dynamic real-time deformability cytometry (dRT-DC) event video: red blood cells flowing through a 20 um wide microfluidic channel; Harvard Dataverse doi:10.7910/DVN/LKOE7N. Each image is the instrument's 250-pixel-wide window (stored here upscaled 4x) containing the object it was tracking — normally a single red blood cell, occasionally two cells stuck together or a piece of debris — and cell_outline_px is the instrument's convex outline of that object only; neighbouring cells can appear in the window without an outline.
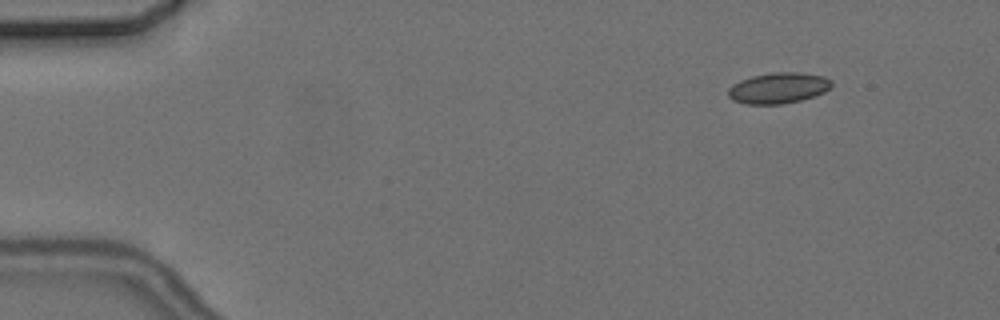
{"species": "common noctule bat (a hibernating species)", "species_latin": "Nyctalus noctula", "temperature_condition": "cold", "stored_images_in_passage": 2, "camera_frame_rate_fps": 3000, "um_per_image_px": 0.085, "animal": {"sex": "female", "body_mass_g": 24.6, "forearm_length_mm": 56.2}, "frame": {"image": 1, "passage_image": 2, "time_ms": 2.0, "image_size_px": [1000, 320], "cell_outline_px": [[832, 88], [824, 92], [800, 100], [780, 104], [744, 104], [732, 100], [728, 96], [728, 88], [732, 84], [740, 80], [752, 76], [772, 72], [800, 72], [824, 76], [832, 80]], "centroid_in_image_um": [66.15, 7.47], "position_along_channel_um": 18.8, "area_um2": 18.73}}